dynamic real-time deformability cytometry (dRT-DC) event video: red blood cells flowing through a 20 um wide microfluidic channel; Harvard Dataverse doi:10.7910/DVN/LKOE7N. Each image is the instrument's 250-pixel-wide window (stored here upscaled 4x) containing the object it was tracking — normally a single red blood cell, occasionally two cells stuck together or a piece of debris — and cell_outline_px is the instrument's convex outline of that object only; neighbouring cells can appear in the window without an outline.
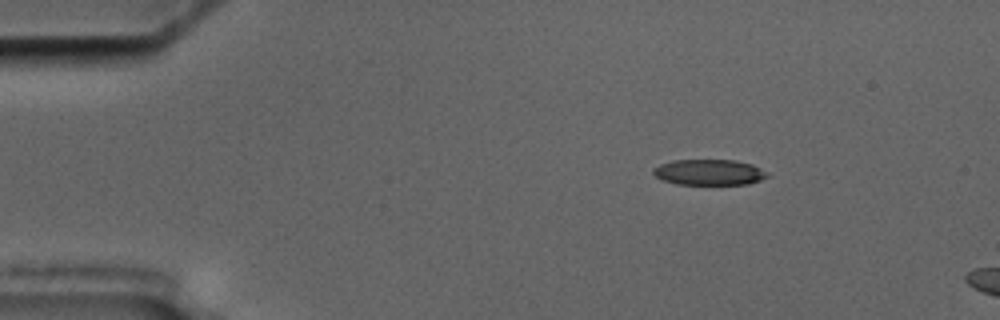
{"species": "common noctule bat (a hibernating species)", "species_latin": "Nyctalus noctula", "temperature_condition": "cold", "stored_images_in_passage": 4, "camera_frame_rate_fps": 3000, "um_per_image_px": 0.085, "animal": {"sex": "male", "body_mass_g": 17.5, "forearm_length_mm": 52.3}, "frame": {"image": 1, "passage_image": 2, "time_ms": 1.333, "image_size_px": [1000, 320], "cell_outline_px": [[768, 176], [760, 180], [748, 184], [676, 184], [664, 180], [656, 176], [652, 172], [652, 168], [660, 164], [672, 160], [736, 160], [752, 164], [768, 172]], "centroid_in_image_um": [60.28, 14.63], "position_along_channel_um": 24.7, "area_um2": 17.11}}